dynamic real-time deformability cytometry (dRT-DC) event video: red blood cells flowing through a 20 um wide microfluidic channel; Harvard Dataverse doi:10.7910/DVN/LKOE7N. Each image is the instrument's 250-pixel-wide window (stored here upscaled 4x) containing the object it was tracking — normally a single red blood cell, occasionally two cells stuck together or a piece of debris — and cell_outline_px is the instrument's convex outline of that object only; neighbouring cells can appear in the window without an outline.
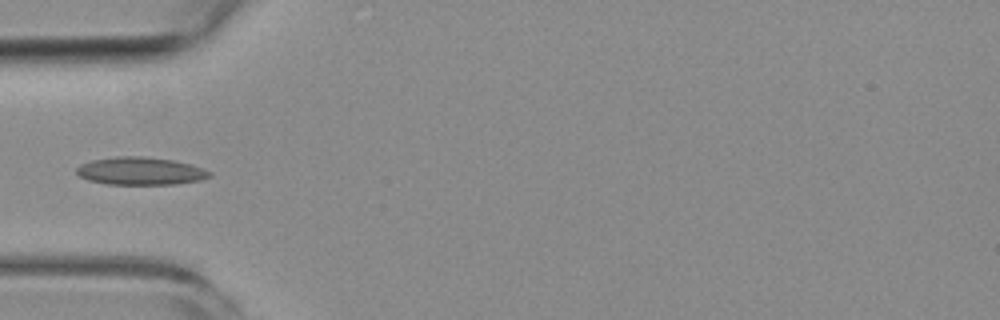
{"species": "common noctule bat (a hibernating species)", "species_latin": "Nyctalus noctula", "temperature_condition": "room temperature", "stored_images_in_passage": 3, "camera_frame_rate_fps": 3000, "um_per_image_px": 0.085, "animal": {"sex": "female", "body_mass_g": 19.3, "forearm_length_mm": 54.1}, "frame": {"image": 1, "passage_image": 2, "time_ms": 3.333, "image_size_px": [1000, 320], "cell_outline_px": [[212, 176], [200, 180], [176, 184], [108, 184], [88, 180], [80, 176], [76, 172], [76, 168], [80, 164], [92, 160], [116, 156], [144, 156], [172, 160], [192, 164], [204, 168], [212, 172]], "centroid_in_image_um": [11.96, 14.53], "position_along_channel_um": 73.0, "area_um2": 21.62}}
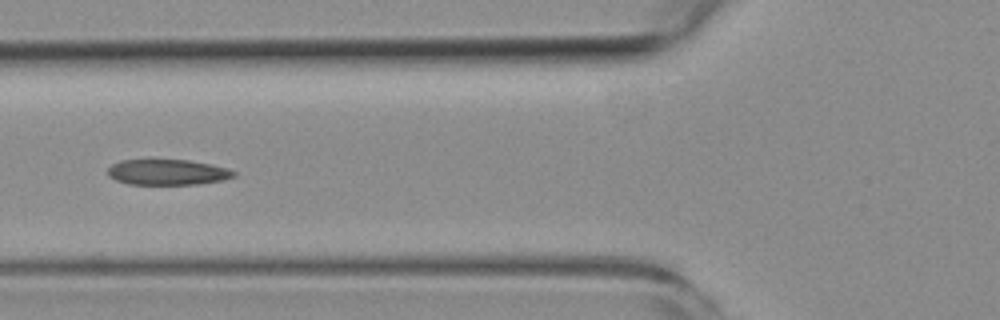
{"frame": {"image": 2, "passage_image": 3, "time_ms": 4.333, "image_size_px": [1000, 320], "cell_outline_px": [[236, 176], [220, 180], [196, 184], [128, 184], [116, 180], [108, 176], [108, 168], [112, 164], [120, 160], [152, 156], [188, 160], [212, 164], [228, 168], [236, 172]], "centroid_in_image_um": [14.17, 14.57], "position_along_channel_um": 111.6, "area_um2": 19.71}}